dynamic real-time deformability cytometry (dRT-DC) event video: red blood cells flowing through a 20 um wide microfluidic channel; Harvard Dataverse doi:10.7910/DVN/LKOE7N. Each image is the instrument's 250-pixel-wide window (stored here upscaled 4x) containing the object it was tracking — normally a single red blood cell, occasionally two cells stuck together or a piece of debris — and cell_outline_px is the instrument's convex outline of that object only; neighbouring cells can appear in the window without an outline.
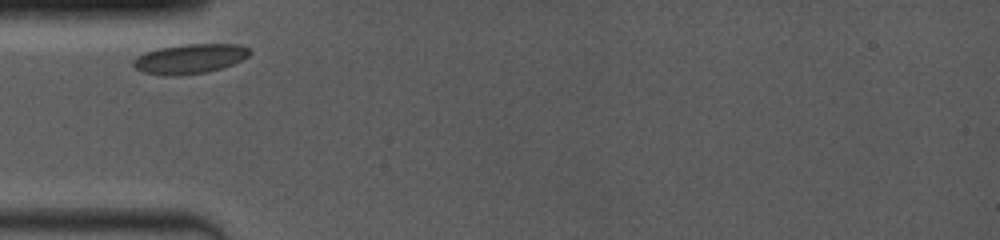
{"species": "common noctule bat (a hibernating species)", "species_latin": "Nyctalus noctula", "temperature_condition": "room temperature", "stored_images_in_passage": 27, "camera_frame_rate_fps": 4000, "um_per_image_px": 0.085, "animal": {"sex": "female", "body_mass_g": 19.0, "forearm_length_mm": 53.3}, "frame": {"image": 1, "passage_image": 1, "time_ms": 0.0, "image_size_px": [1000, 240], "cell_outline_px": [[252, 52], [248, 56], [232, 64], [208, 72], [176, 76], [168, 76], [144, 72], [136, 68], [132, 64], [132, 60], [136, 56], [144, 52], [160, 48], [184, 44], [240, 44], [248, 48]], "centroid_in_image_um": [16.12, 4.99], "position_along_channel_um": 68.9, "area_um2": 20.11}}
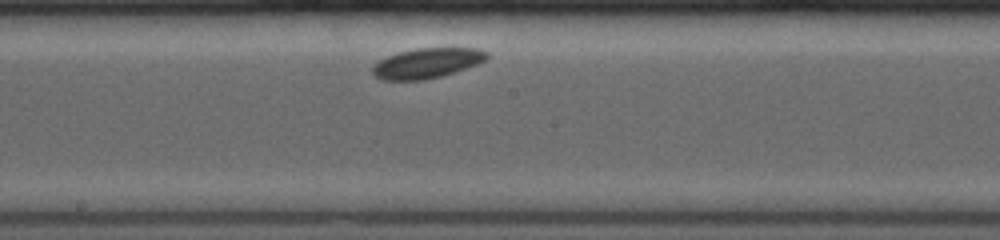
{"frame": {"image": 2, "passage_image": 12, "time_ms": 4.0, "image_size_px": [1000, 240], "cell_outline_px": [[488, 56], [484, 60], [476, 64], [440, 76], [424, 80], [384, 80], [376, 76], [372, 72], [372, 68], [380, 60], [388, 56], [400, 52], [416, 48], [476, 48], [488, 52]], "centroid_in_image_um": [36.28, 5.36], "position_along_channel_um": 211.9, "area_um2": 19.59}}
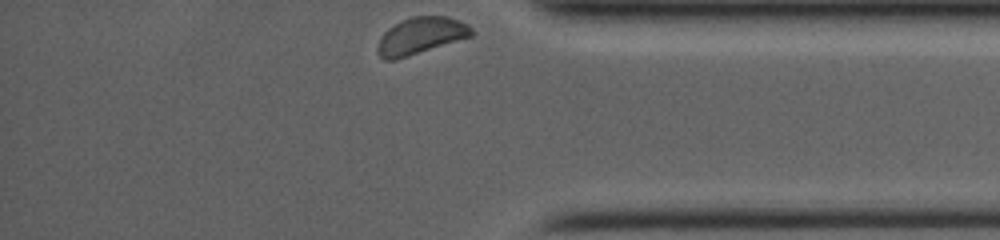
{"frame": {"image": 3, "passage_image": 27, "time_ms": 9.25, "image_size_px": [1000, 240], "cell_outline_px": [[476, 32], [472, 36], [396, 60], [384, 60], [380, 56], [376, 48], [380, 36], [388, 28], [400, 20], [412, 16], [448, 16], [460, 20], [468, 24]], "centroid_in_image_um": [35.76, 3.03], "position_along_channel_um": 399.4, "area_um2": 20.4}}